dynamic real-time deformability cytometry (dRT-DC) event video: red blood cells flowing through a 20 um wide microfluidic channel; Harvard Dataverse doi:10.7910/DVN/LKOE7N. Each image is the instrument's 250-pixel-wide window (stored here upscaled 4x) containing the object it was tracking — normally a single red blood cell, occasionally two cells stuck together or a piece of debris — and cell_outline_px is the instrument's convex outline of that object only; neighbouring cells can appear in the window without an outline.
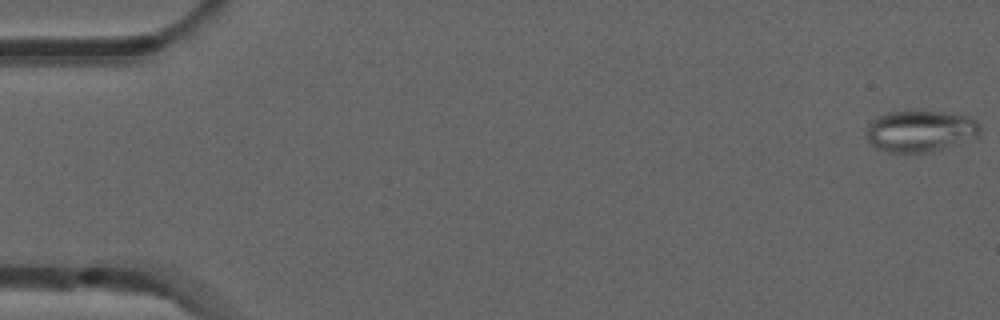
{"species": "common noctule bat (a hibernating species)", "species_latin": "Nyctalus noctula", "temperature_condition": "room temperature", "stored_images_in_passage": 52, "camera_frame_rate_fps": 3000, "um_per_image_px": 0.085, "animal": {"sex": "male", "forearm_length_mm": 52.5}, "frame": {"image": 1, "passage_image": 1, "time_ms": 0.0, "image_size_px": [1000, 320], "cell_outline_px": [[980, 132], [976, 136], [940, 148], [924, 152], [888, 152], [876, 148], [864, 136], [868, 124], [872, 120], [888, 112], [940, 112], [968, 116], [976, 120], [980, 124]], "centroid_in_image_um": [78.16, 11.13], "position_along_channel_um": 6.8, "area_um2": 26.82}}
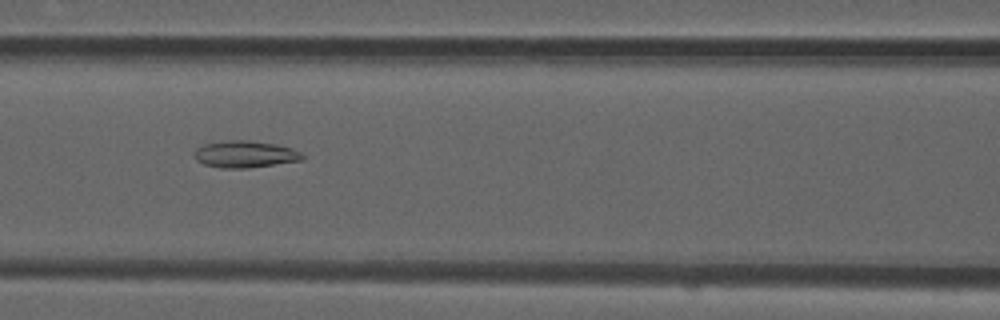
{"frame": {"image": 2, "passage_image": 23, "time_ms": 7.333, "image_size_px": [1000, 320], "cell_outline_px": [[304, 160], [248, 168], [220, 168], [204, 164], [196, 160], [192, 156], [196, 148], [204, 144], [232, 140], [248, 140], [276, 144], [292, 148], [300, 152], [304, 156]], "centroid_in_image_um": [20.82, 13.11], "position_along_channel_um": 145.8, "area_um2": 16.99}}
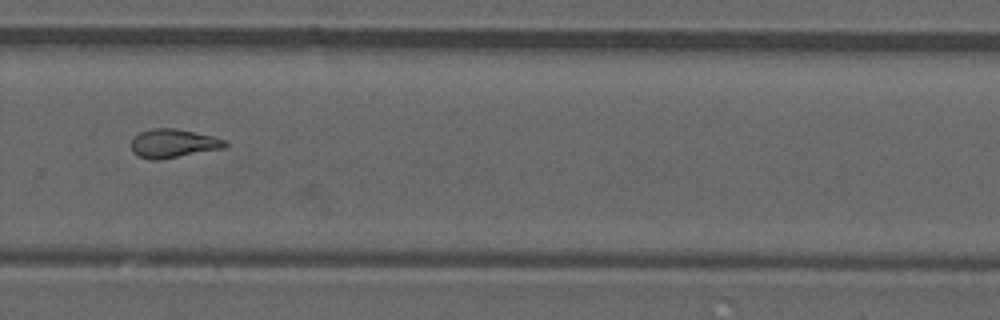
{"frame": {"image": 3, "passage_image": 36, "time_ms": 11.667, "image_size_px": [1000, 320], "cell_outline_px": [[228, 144], [224, 148], [160, 160], [152, 160], [140, 156], [132, 152], [132, 140], [140, 132], [152, 128], [176, 128], [212, 136], [224, 140]], "centroid_in_image_um": [14.72, 12.19], "position_along_channel_um": 315.1, "area_um2": 15.55}, "authors_computed_cell_mechanics": {"area_um2": 15.9817, "velocity_mm_per_s": 3.9178, "shape_relaxation_time_tau1_ms": null, "shape_relaxation_time_tau2_ms": 4.1279, "deformation_change_tau1": null, "deformation_change_tau2": 0.1274}}